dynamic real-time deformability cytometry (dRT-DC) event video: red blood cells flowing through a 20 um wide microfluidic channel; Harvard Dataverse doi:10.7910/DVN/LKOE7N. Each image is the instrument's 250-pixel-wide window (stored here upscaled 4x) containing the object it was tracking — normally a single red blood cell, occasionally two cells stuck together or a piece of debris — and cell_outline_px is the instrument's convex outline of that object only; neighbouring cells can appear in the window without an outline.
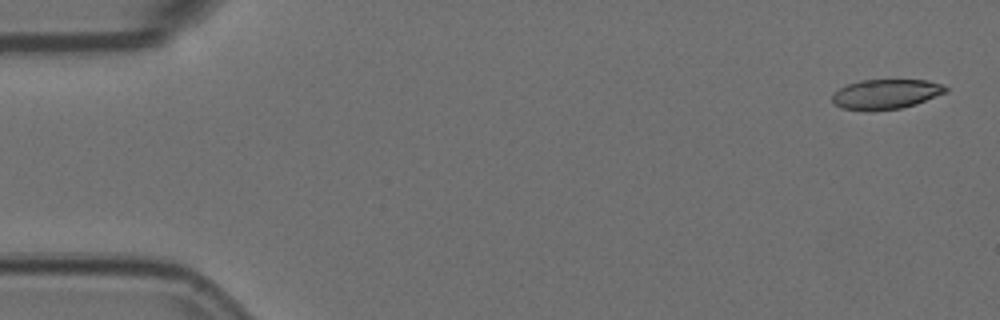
{"species": "Egyptian fruit bat (a non-hibernating species)", "species_latin": "Rousettus aegyptiacus", "temperature_condition": "room temperature", "stored_images_in_passage": 5, "camera_frame_rate_fps": 3000, "um_per_image_px": 0.085, "animal": {"sex": "female"}, "frame": {"image": 1, "passage_image": 1, "time_ms": 0.0, "image_size_px": [1000, 320], "cell_outline_px": [[948, 92], [916, 104], [900, 108], [872, 112], [840, 108], [832, 104], [832, 92], [848, 84], [860, 80], [928, 80], [944, 84], [948, 88]], "centroid_in_image_um": [75.29, 8.01], "position_along_channel_um": 9.7, "area_um2": 20.17}}
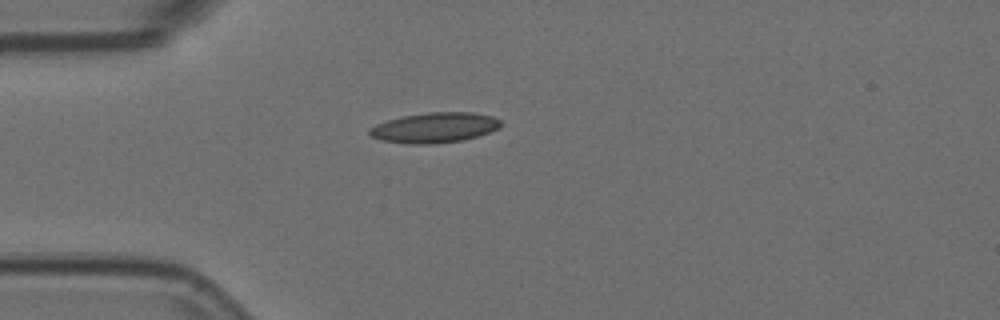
{"frame": {"image": 2, "passage_image": 4, "time_ms": 1.0, "image_size_px": [1000, 320], "cell_outline_px": [[504, 124], [488, 132], [464, 140], [432, 144], [408, 144], [380, 140], [372, 136], [368, 132], [368, 128], [376, 124], [388, 120], [404, 116], [428, 112], [472, 112], [492, 116], [500, 120]], "centroid_in_image_um": [36.92, 10.85], "position_along_channel_um": 48.1, "area_um2": 23.06}}